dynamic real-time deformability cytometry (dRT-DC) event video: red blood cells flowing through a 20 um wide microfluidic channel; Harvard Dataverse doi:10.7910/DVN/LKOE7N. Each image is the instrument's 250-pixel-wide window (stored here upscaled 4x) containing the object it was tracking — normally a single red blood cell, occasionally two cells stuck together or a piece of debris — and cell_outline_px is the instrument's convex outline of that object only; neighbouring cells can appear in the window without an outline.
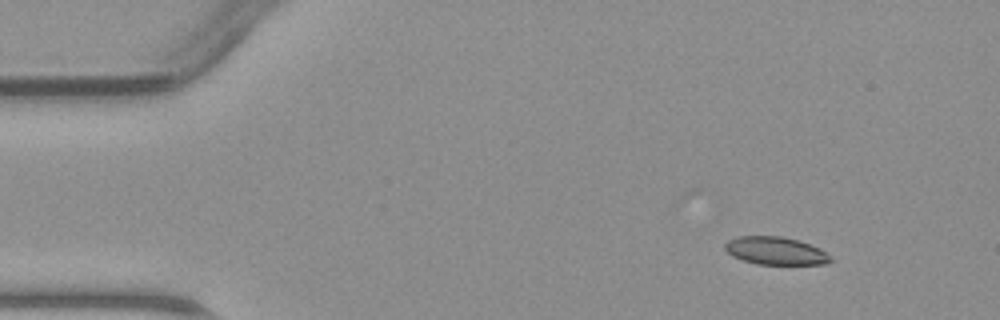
{"species": "common noctule bat (a hibernating species)", "species_latin": "Nyctalus noctula", "temperature_condition": "warm", "stored_images_in_passage": 36, "camera_frame_rate_fps": 3000, "um_per_image_px": 0.085, "animal": {"sex": "male", "body_mass_g": 23.1, "forearm_length_mm": 52.7}, "frame": {"image": 1, "passage_image": 1, "time_ms": 0.0, "image_size_px": [1000, 320], "cell_outline_px": [[832, 260], [828, 264], [756, 264], [732, 256], [724, 248], [724, 244], [728, 240], [736, 236], [780, 236], [800, 240], [820, 248], [832, 256]], "centroid_in_image_um": [65.94, 21.31], "position_along_channel_um": 19.1, "area_um2": 17.28}}
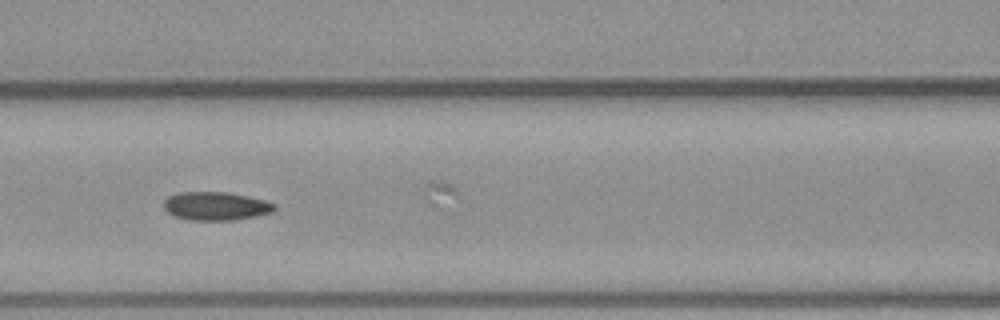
{"frame": {"image": 2, "passage_image": 16, "time_ms": 5.0, "image_size_px": [1000, 320], "cell_outline_px": [[276, 208], [272, 212], [256, 216], [232, 220], [188, 220], [176, 216], [168, 212], [164, 208], [164, 200], [168, 196], [180, 192], [228, 192], [264, 200], [276, 204]], "centroid_in_image_um": [18.34, 17.51], "position_along_channel_um": 148.3, "area_um2": 18.26}}
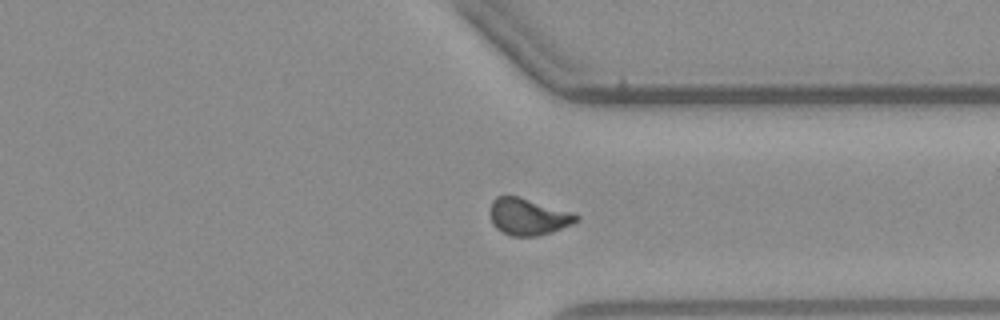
{"frame": {"image": 3, "passage_image": 31, "time_ms": 10.0, "image_size_px": [1000, 320], "cell_outline_px": [[580, 220], [572, 224], [552, 232], [536, 236], [512, 236], [496, 228], [492, 224], [492, 200], [496, 196], [520, 196], [576, 212], [580, 216]], "centroid_in_image_um": [44.98, 18.4], "position_along_channel_um": 366.4, "area_um2": 18.67}}